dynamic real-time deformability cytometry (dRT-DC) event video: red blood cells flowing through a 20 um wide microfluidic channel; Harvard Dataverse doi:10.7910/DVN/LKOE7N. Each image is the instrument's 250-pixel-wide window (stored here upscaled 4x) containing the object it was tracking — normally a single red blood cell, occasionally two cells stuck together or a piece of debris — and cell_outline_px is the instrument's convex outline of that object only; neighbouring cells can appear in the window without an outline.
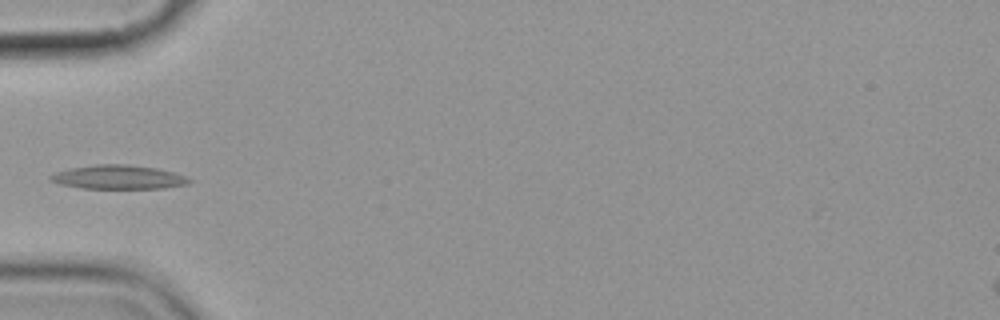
{"species": "common noctule bat (a hibernating species)", "species_latin": "Nyctalus noctula", "temperature_condition": "cold", "stored_images_in_passage": 7, "camera_frame_rate_fps": 3000, "um_per_image_px": 0.085, "animal": {"sex": "female", "body_mass_g": 19.9}, "frame": {"image": 1, "passage_image": 5, "time_ms": 4.667, "image_size_px": [1000, 320], "cell_outline_px": [[192, 180], [188, 184], [164, 188], [80, 188], [60, 184], [48, 180], [48, 176], [56, 172], [68, 168], [96, 164], [128, 164], [156, 168], [172, 172], [184, 176]], "centroid_in_image_um": [10.01, 15.05], "position_along_channel_um": 75.0, "area_um2": 19.36}}
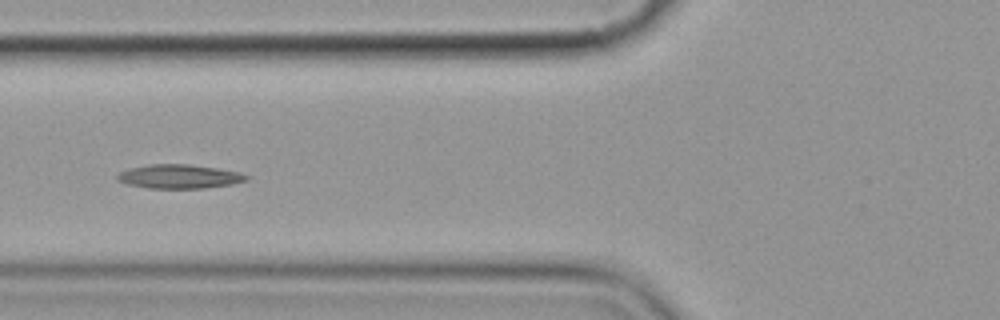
{"frame": {"image": 2, "passage_image": 6, "time_ms": 5.667, "image_size_px": [1000, 320], "cell_outline_px": [[248, 180], [232, 184], [204, 188], [148, 188], [128, 184], [116, 180], [116, 176], [120, 172], [128, 168], [148, 164], [188, 164], [216, 168], [240, 172], [248, 176]], "centroid_in_image_um": [15.21, 15.0], "position_along_channel_um": 110.6, "area_um2": 18.03}}
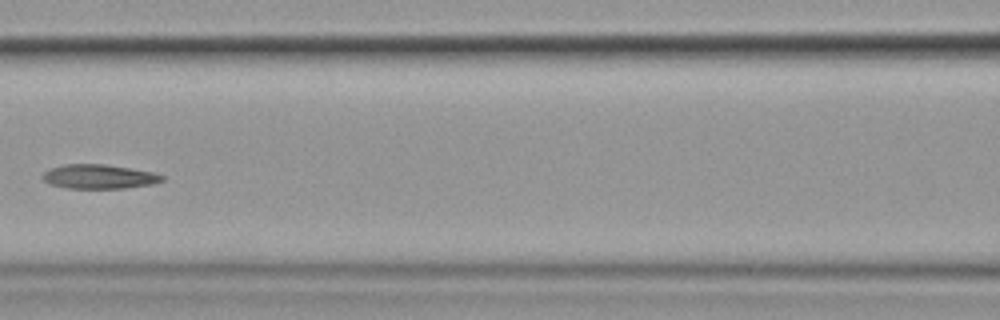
{"frame": {"image": 3, "passage_image": 7, "time_ms": 7.0, "image_size_px": [1000, 320], "cell_outline_px": [[164, 180], [152, 184], [124, 188], [68, 188], [48, 184], [40, 176], [48, 168], [64, 164], [104, 164], [152, 172], [164, 176]], "centroid_in_image_um": [8.35, 15.01], "position_along_channel_um": 158.2, "area_um2": 16.88}}